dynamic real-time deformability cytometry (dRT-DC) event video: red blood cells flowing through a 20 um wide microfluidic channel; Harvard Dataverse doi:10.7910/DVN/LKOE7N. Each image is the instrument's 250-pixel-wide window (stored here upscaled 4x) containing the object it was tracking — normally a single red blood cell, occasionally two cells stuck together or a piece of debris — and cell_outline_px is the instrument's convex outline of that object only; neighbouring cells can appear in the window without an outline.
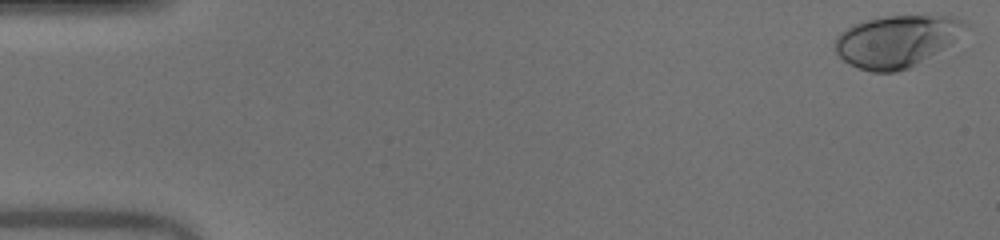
{"species": "human", "species_latin": "Homo sapiens", "temperature_condition": "warm", "stored_images_in_passage": 43, "camera_frame_rate_fps": 3000, "um_per_image_px": 0.085, "donor": {"sex": "male"}, "frame": {"image": 1, "passage_image": 1, "time_ms": 0.0, "image_size_px": [1000, 240], "cell_outline_px": [[968, 24], [948, 44], [912, 68], [896, 72], [872, 72], [848, 64], [836, 52], [836, 36], [840, 32], [852, 24], [884, 16], [956, 16], [968, 20]], "centroid_in_image_um": [76.18, 3.5], "position_along_channel_um": 8.8, "area_um2": 38.96}}
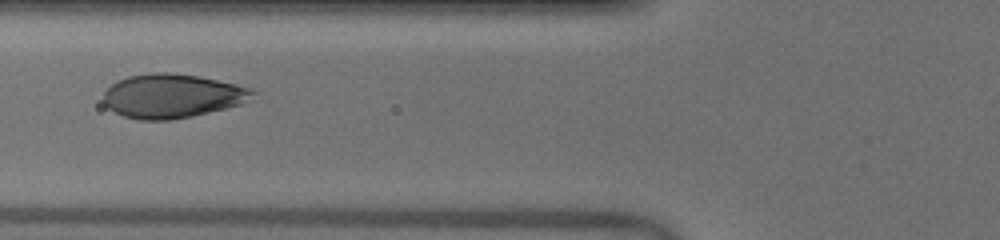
{"frame": {"image": 2, "passage_image": 20, "time_ms": 6.333, "image_size_px": [1000, 240], "cell_outline_px": [[256, 92], [252, 100], [240, 104], [192, 116], [172, 120], [140, 120], [124, 116], [108, 108], [104, 104], [104, 92], [116, 80], [128, 76], [156, 72], [168, 72], [200, 76], [236, 84], [252, 88]], "centroid_in_image_um": [14.65, 8.15], "position_along_channel_um": 111.2, "area_um2": 38.32}}
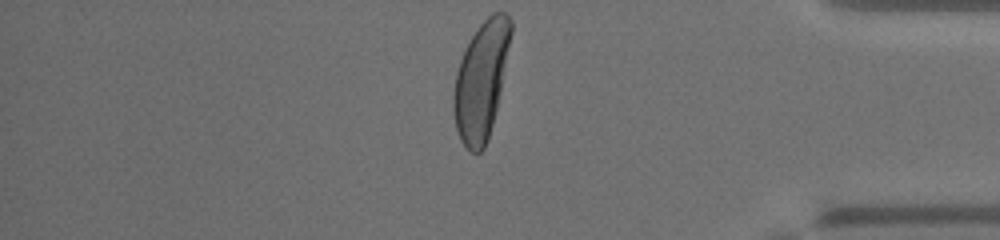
{"frame": {"image": 3, "passage_image": 43, "time_ms": 14.0, "image_size_px": [1000, 240], "cell_outline_px": [[512, 32], [496, 108], [488, 140], [484, 148], [480, 152], [472, 152], [460, 140], [456, 128], [452, 108], [452, 96], [456, 72], [464, 48], [480, 24], [492, 12], [504, 12], [512, 20]], "centroid_in_image_um": [40.87, 6.82], "position_along_channel_um": 394.3, "area_um2": 38.9}, "authors_computed_cell_mechanics": {"area_um2": 37.6856, "velocity_mm_per_s": 4.0495, "shape_relaxation_time_tau1_ms": 2.6597, "shape_relaxation_time_tau2_ms": null, "deformation_change_tau1": 0.1756, "deformation_change_tau2": null}}